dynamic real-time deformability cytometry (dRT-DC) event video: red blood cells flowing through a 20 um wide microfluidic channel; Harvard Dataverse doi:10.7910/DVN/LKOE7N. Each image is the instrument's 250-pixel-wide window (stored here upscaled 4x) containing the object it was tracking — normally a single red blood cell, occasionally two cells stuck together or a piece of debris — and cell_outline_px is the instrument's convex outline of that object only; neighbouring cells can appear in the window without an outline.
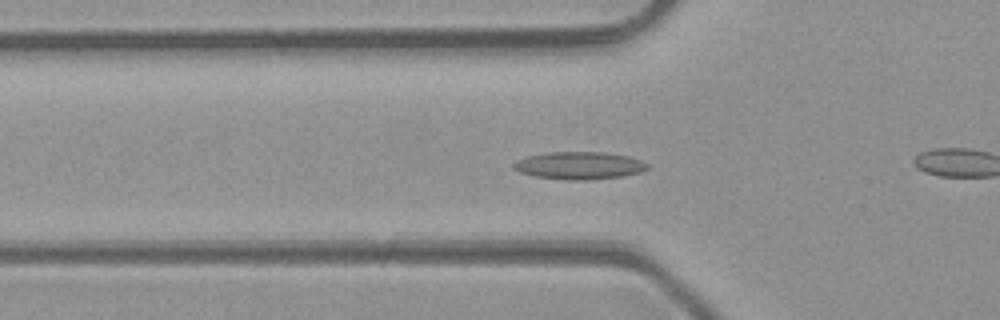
{"species": "common noctule bat (a hibernating species)", "species_latin": "Nyctalus noctula", "temperature_condition": "room temperature", "stored_images_in_passage": 50, "camera_frame_rate_fps": 3000, "um_per_image_px": 0.085, "animal": {"sex": "male", "body_mass_g": 23.1, "forearm_length_mm": 52.7}, "frame": {"image": 1, "passage_image": 17, "time_ms": 5.333, "image_size_px": [1000, 320], "cell_outline_px": [[648, 168], [640, 172], [624, 176], [588, 180], [568, 180], [532, 176], [520, 172], [512, 168], [512, 164], [516, 160], [528, 156], [548, 152], [604, 152], [628, 156], [640, 160], [648, 164]], "centroid_in_image_um": [49.21, 14.07], "position_along_channel_um": 76.6, "area_um2": 21.56}}
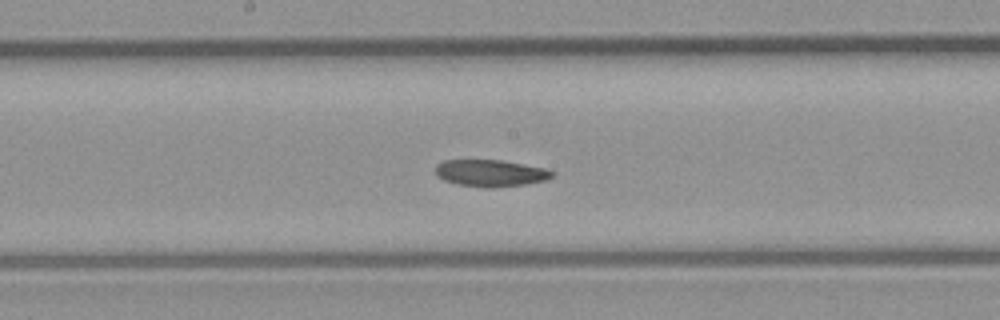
{"frame": {"image": 2, "passage_image": 26, "time_ms": 8.333, "image_size_px": [1000, 320], "cell_outline_px": [[556, 172], [552, 176], [544, 180], [524, 184], [492, 188], [484, 188], [456, 184], [444, 180], [436, 176], [436, 164], [444, 160], [500, 160], [544, 168]], "centroid_in_image_um": [41.65, 14.72], "position_along_channel_um": 206.6, "area_um2": 18.21}}
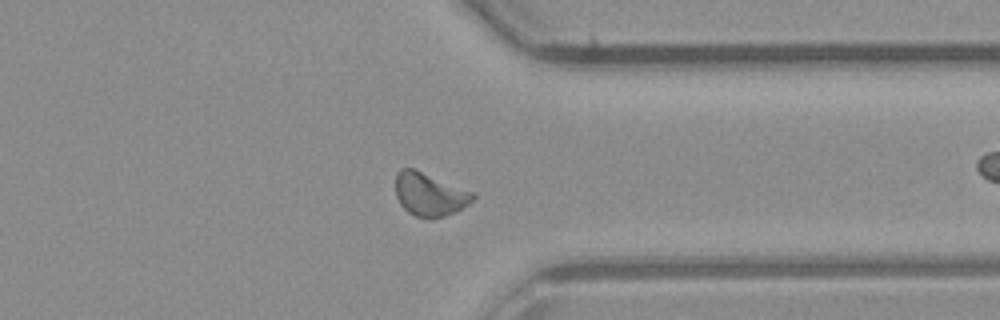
{"frame": {"image": 3, "passage_image": 38, "time_ms": 12.333, "image_size_px": [1000, 320], "cell_outline_px": [[476, 196], [464, 208], [456, 212], [432, 220], [416, 216], [408, 212], [400, 204], [396, 196], [396, 172], [400, 168], [412, 168], [476, 192]], "centroid_in_image_um": [36.54, 16.54], "position_along_channel_um": 374.9, "area_um2": 19.77}, "authors_computed_cell_mechanics": {"area_um2": 19.1029, "velocity_mm_per_s": 4.2896, "shape_relaxation_time_tau1_ms": null, "shape_relaxation_time_tau2_ms": 5.1773, "deformation_change_tau1": null, "deformation_change_tau2": 0.1183}}